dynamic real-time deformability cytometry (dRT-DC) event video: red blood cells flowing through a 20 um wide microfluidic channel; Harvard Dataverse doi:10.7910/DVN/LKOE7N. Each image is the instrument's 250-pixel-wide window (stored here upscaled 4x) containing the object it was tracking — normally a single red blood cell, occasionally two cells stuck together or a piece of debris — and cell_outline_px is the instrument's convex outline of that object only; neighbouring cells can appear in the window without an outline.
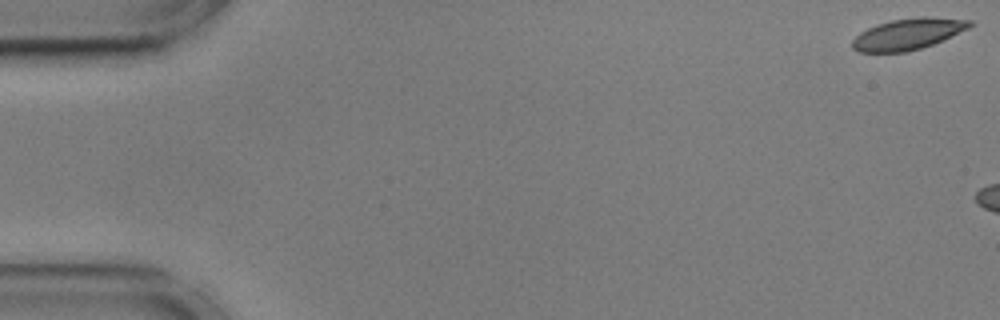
{"species": "common noctule bat (a hibernating species)", "species_latin": "Nyctalus noctula", "temperature_condition": "cold", "stored_images_in_passage": 6, "camera_frame_rate_fps": 3000, "um_per_image_px": 0.085, "animal": {"sex": "male", "body_mass_g": 17.9, "forearm_length_mm": 54.2}, "frame": {"image": 1, "passage_image": 1, "time_ms": 0.0, "image_size_px": [1000, 320], "cell_outline_px": [[972, 24], [968, 28], [932, 44], [908, 52], [860, 52], [852, 48], [852, 40], [860, 32], [876, 24], [892, 20], [920, 16], [928, 16], [972, 20]], "centroid_in_image_um": [77.15, 2.88], "position_along_channel_um": 7.9, "area_um2": 21.21}}